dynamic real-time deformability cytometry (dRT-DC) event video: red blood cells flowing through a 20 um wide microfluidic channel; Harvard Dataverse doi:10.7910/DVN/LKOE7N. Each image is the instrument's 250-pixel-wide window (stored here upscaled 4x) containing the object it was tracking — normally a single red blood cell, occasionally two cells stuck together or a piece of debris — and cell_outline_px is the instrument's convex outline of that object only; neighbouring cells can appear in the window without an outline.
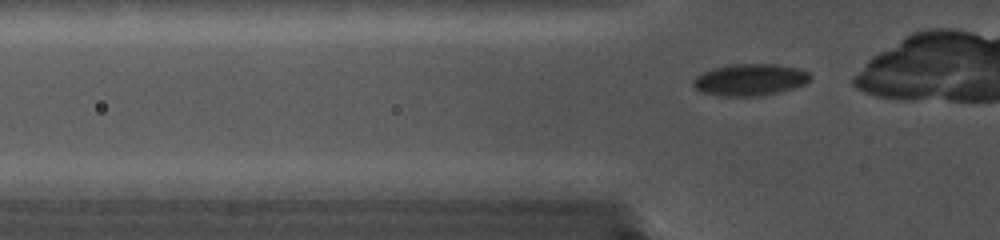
{"species": "common noctule bat (a hibernating species)", "species_latin": "Nyctalus noctula", "temperature_condition": "cold", "stored_images_in_passage": 42, "camera_frame_rate_fps": 5000, "um_per_image_px": 0.085, "animal": {"sex": "female", "body_mass_g": 19.0, "forearm_length_mm": 56.7}, "frame": {"image": 1, "passage_image": 2, "time_ms": 0.2, "image_size_px": [1000, 240], "cell_outline_px": [[812, 76], [804, 84], [792, 88], [776, 92], [756, 96], [724, 96], [700, 92], [692, 84], [692, 80], [700, 72], [712, 68], [732, 64], [776, 64], [800, 68], [808, 72]], "centroid_in_image_um": [63.71, 6.76], "position_along_channel_um": 62.1, "area_um2": 21.68}}
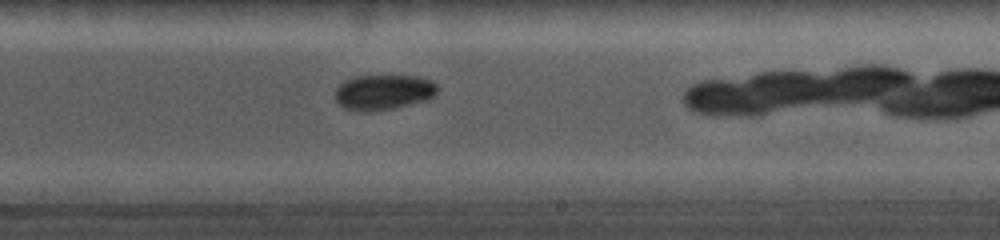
{"frame": {"image": 2, "passage_image": 28, "time_ms": 5.4, "image_size_px": [1000, 240], "cell_outline_px": [[440, 88], [436, 96], [428, 100], [396, 108], [372, 112], [356, 112], [344, 108], [336, 100], [336, 88], [344, 80], [356, 76], [416, 76], [432, 80]], "centroid_in_image_um": [32.64, 7.85], "position_along_channel_um": 256.4, "area_um2": 21.5}}
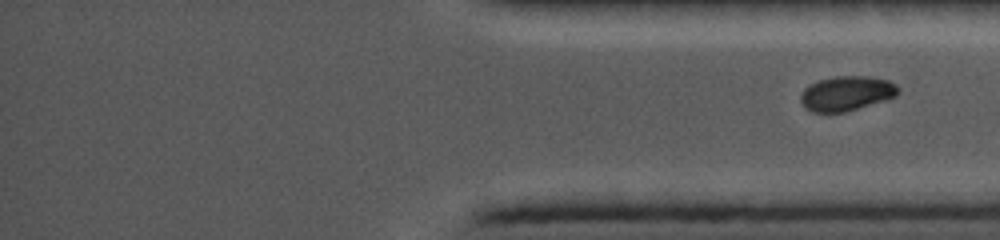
{"frame": {"image": 3, "passage_image": 42, "time_ms": 8.2, "image_size_px": [1000, 240], "cell_outline_px": [[900, 92], [896, 96], [884, 100], [844, 112], [812, 112], [804, 108], [800, 100], [800, 96], [804, 88], [820, 80], [836, 76], [868, 76], [888, 80], [896, 84], [900, 88]], "centroid_in_image_um": [71.96, 7.94], "position_along_channel_um": 363.2, "area_um2": 19.65}}